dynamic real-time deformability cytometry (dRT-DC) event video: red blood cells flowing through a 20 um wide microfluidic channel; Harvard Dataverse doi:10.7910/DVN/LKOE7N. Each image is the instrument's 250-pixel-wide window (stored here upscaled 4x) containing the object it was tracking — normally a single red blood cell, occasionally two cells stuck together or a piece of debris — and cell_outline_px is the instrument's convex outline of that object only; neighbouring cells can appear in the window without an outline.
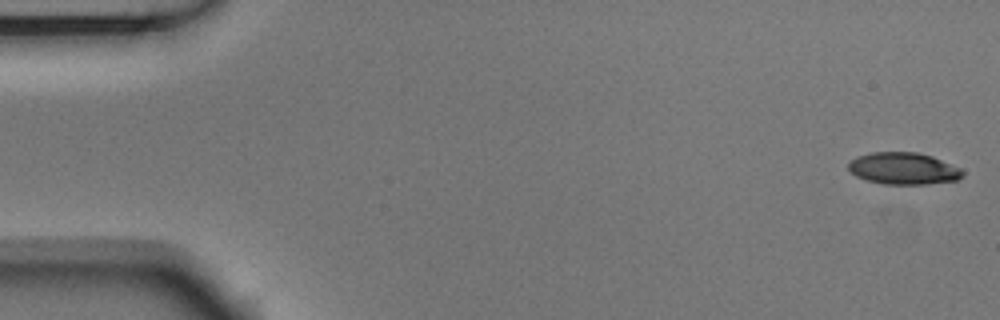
{"species": "Egyptian fruit bat (a non-hibernating species)", "species_latin": "Rousettus aegyptiacus", "temperature_condition": "room temperature", "stored_images_in_passage": 54, "camera_frame_rate_fps": 3000, "um_per_image_px": 0.085, "animal": {"sex": "male"}, "frame": {"image": 1, "passage_image": 1, "time_ms": 0.0, "image_size_px": [1000, 320], "cell_outline_px": [[964, 172], [956, 180], [928, 184], [884, 184], [868, 180], [856, 176], [848, 168], [848, 164], [856, 156], [872, 152], [916, 152], [932, 156], [960, 168]], "centroid_in_image_um": [76.78, 14.31], "position_along_channel_um": 8.2, "area_um2": 21.04}}
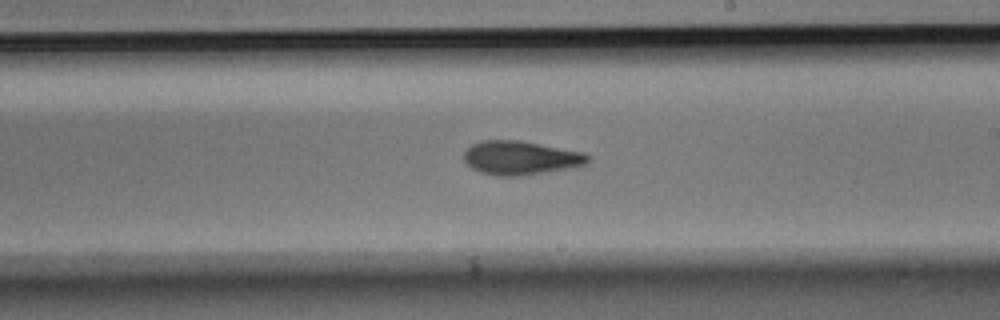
{"frame": {"image": 2, "passage_image": 31, "time_ms": 10.0, "image_size_px": [1000, 320], "cell_outline_px": [[588, 160], [584, 164], [568, 168], [520, 176], [496, 176], [480, 172], [472, 168], [464, 160], [464, 152], [472, 144], [480, 140], [520, 140], [584, 152], [588, 156]], "centroid_in_image_um": [44.2, 13.41], "position_along_channel_um": 244.8, "area_um2": 24.28}}
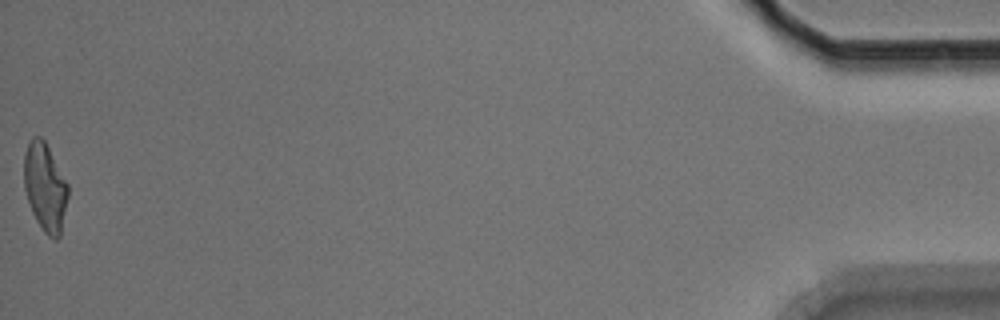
{"frame": {"image": 3, "passage_image": 54, "time_ms": 17.667, "image_size_px": [1000, 320], "cell_outline_px": [[68, 196], [60, 236], [56, 240], [48, 236], [44, 232], [36, 220], [32, 212], [24, 188], [24, 152], [32, 136], [40, 136], [44, 140], [68, 184]], "centroid_in_image_um": [3.82, 15.91], "position_along_channel_um": 431.4, "area_um2": 22.48}, "authors_computed_cell_mechanics": {"area_um2": 23.12, "velocity_mm_per_s": 3.7245, "shape_relaxation_time_tau1_ms": 4.6866, "shape_relaxation_time_tau2_ms": 2.4787, "deformation_change_tau1": 0.1579, "deformation_change_tau2": 0.0963}}